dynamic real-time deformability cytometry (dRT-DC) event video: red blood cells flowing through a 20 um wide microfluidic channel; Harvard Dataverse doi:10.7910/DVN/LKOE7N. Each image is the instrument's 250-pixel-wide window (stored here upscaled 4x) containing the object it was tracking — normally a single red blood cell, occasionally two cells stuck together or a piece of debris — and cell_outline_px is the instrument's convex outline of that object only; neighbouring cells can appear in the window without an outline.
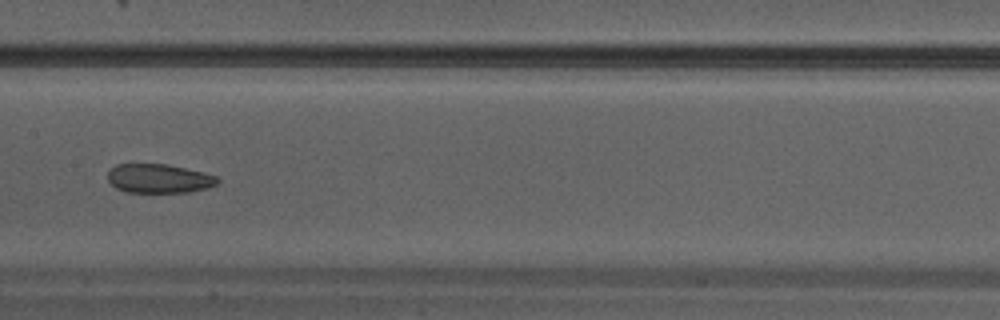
{"species": "Egyptian fruit bat (a non-hibernating species)", "species_latin": "Rousettus aegyptiacus", "temperature_condition": "warm", "stored_images_in_passage": 31, "camera_frame_rate_fps": 3000, "um_per_image_px": 0.085, "animal": {"sex": "male"}, "frame": {"image": 1, "passage_image": 14, "time_ms": 4.333, "image_size_px": [1000, 320], "cell_outline_px": [[220, 180], [216, 184], [208, 188], [188, 192], [124, 192], [116, 188], [108, 180], [108, 172], [116, 164], [168, 164], [204, 172], [216, 176]], "centroid_in_image_um": [13.52, 15.17], "position_along_channel_um": 193.9, "area_um2": 18.61}}
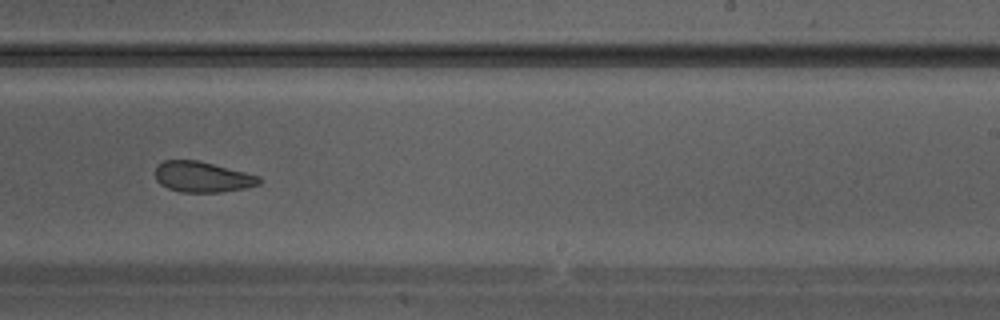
{"frame": {"image": 2, "passage_image": 18, "time_ms": 5.667, "image_size_px": [1000, 320], "cell_outline_px": [[264, 180], [260, 184], [248, 188], [224, 192], [180, 192], [168, 188], [160, 184], [156, 180], [156, 168], [164, 160], [200, 160], [260, 176]], "centroid_in_image_um": [17.26, 15.04], "position_along_channel_um": 271.7, "area_um2": 18.79}}